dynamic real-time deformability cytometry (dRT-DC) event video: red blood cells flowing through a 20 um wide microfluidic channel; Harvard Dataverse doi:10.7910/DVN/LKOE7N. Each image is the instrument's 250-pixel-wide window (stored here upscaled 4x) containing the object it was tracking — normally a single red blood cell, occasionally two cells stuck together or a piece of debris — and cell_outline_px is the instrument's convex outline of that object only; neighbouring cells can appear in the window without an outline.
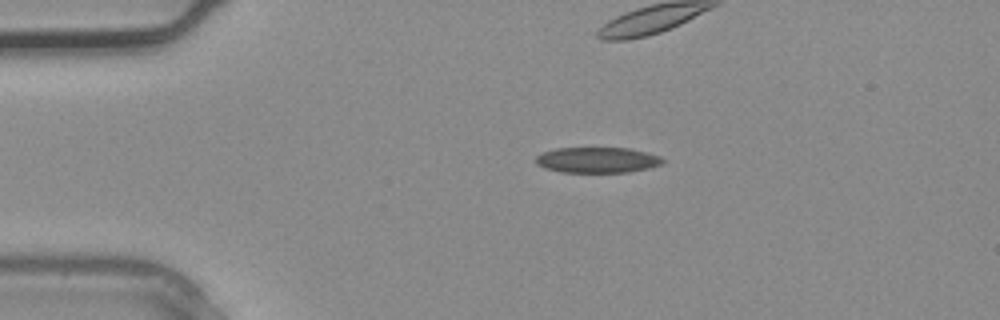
{"species": "common noctule bat (a hibernating species)", "species_latin": "Nyctalus noctula", "temperature_condition": "warm", "stored_images_in_passage": 4, "camera_frame_rate_fps": 3000, "um_per_image_px": 0.085, "animal": {"sex": "male", "body_mass_g": 20.4}, "frame": {"image": 1, "passage_image": 2, "time_ms": 0.333, "image_size_px": [1000, 320], "cell_outline_px": [[664, 160], [660, 164], [648, 168], [628, 172], [560, 172], [544, 168], [536, 164], [536, 156], [544, 152], [556, 148], [628, 148], [648, 152], [660, 156]], "centroid_in_image_um": [50.76, 13.6], "position_along_channel_um": 34.2, "area_um2": 18.9}}